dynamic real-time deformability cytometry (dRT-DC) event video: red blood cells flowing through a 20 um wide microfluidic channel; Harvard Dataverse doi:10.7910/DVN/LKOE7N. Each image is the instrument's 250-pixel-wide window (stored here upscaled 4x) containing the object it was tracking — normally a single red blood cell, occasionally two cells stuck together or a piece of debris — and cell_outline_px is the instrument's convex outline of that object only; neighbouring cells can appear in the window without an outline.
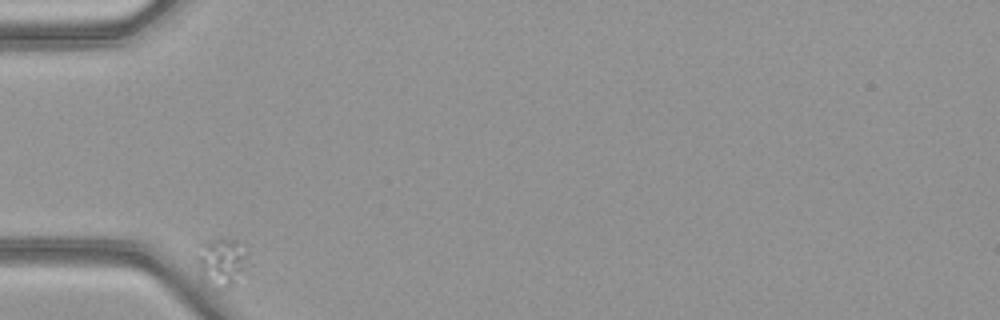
{"species": "common noctule bat (a hibernating species)", "species_latin": "Nyctalus noctula", "temperature_condition": "warm", "stored_images_in_passage": 36, "camera_frame_rate_fps": 3000, "um_per_image_px": 0.085, "animal": {"sex": "female", "body_mass_g": 21.9}, "frame": {"image": 1, "passage_image": 1, "time_ms": 0.0, "image_size_px": [1000, 320], "cell_outline_px": [[244, 272], [236, 284], [232, 288], [220, 292], [204, 280], [200, 276], [200, 244], [208, 240], [236, 240], [244, 256]], "centroid_in_image_um": [18.82, 22.4], "position_along_channel_um": 66.2, "area_um2": 13.7}}
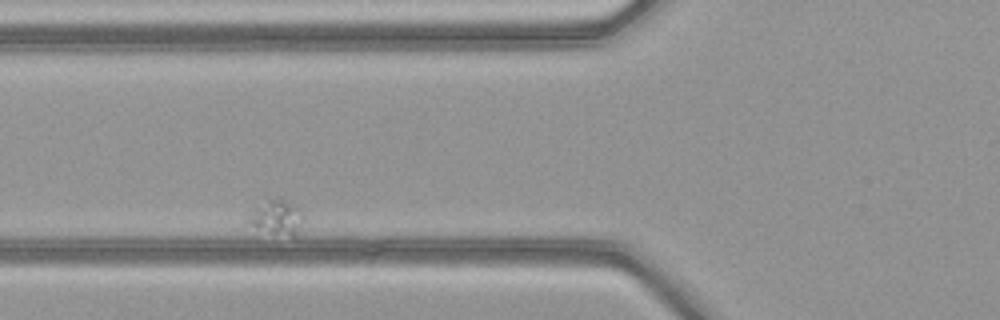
{"frame": {"image": 2, "passage_image": 6, "time_ms": 1.667, "image_size_px": [1000, 320], "cell_outline_px": [[304, 220], [296, 236], [292, 236], [268, 232], [248, 224], [248, 220], [268, 200], [280, 196], [296, 204], [300, 208]], "centroid_in_image_um": [23.67, 18.47], "position_along_channel_um": 102.1, "area_um2": 10.75}}
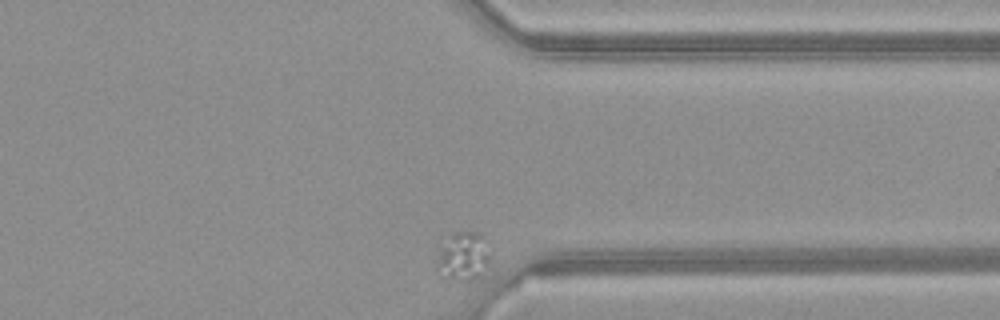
{"frame": {"image": 3, "passage_image": 36, "time_ms": 11.667, "image_size_px": [1000, 320], "cell_outline_px": [[492, 252], [488, 264], [480, 276], [472, 280], [460, 280], [448, 276], [436, 268], [436, 264], [440, 248], [448, 232], [476, 232], [484, 236]], "centroid_in_image_um": [39.42, 21.72], "position_along_channel_um": 372.0, "area_um2": 15.26}}